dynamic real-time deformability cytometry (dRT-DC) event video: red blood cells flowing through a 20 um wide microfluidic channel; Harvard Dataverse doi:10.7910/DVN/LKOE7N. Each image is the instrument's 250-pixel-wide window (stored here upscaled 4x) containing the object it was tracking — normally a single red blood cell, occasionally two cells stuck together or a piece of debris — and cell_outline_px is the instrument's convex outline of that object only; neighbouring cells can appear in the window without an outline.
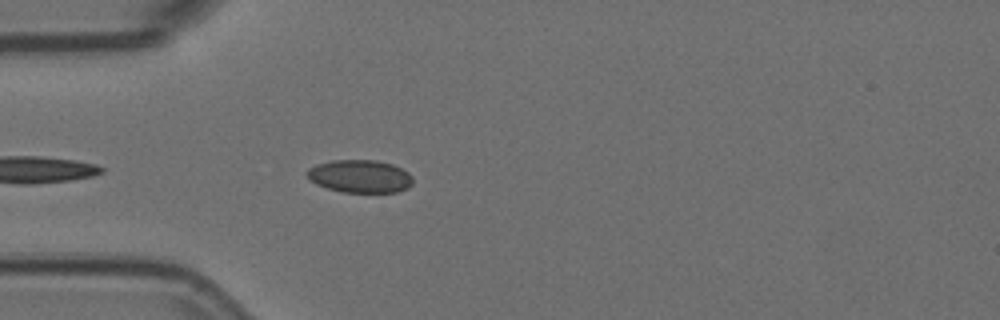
{"species": "Egyptian fruit bat (a non-hibernating species)", "species_latin": "Rousettus aegyptiacus", "temperature_condition": "room temperature", "stored_images_in_passage": 13, "camera_frame_rate_fps": 3000, "um_per_image_px": 0.085, "animal": {"sex": "female"}, "frame": {"image": 1, "passage_image": 4, "time_ms": 1.0, "image_size_px": [1000, 320], "cell_outline_px": [[412, 184], [408, 188], [396, 192], [340, 192], [316, 184], [304, 172], [308, 168], [316, 164], [332, 160], [376, 160], [392, 164], [408, 172], [412, 176]], "centroid_in_image_um": [30.59, 14.98], "position_along_channel_um": 54.4, "area_um2": 20.29}}
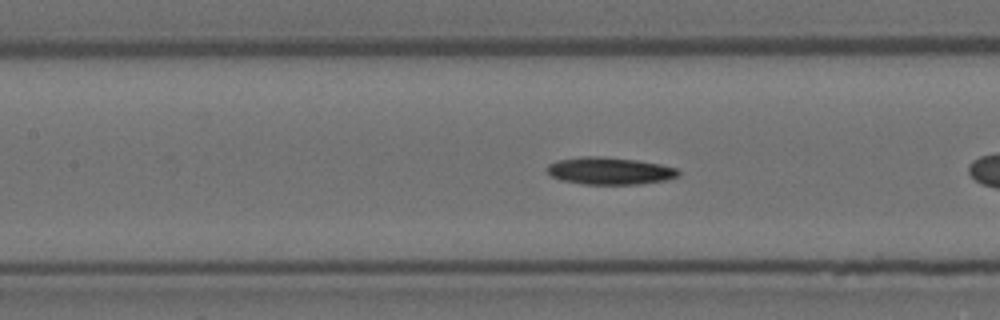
{"frame": {"image": 2, "passage_image": 10, "time_ms": 3.0, "image_size_px": [1000, 320], "cell_outline_px": [[680, 176], [664, 180], [640, 184], [580, 184], [560, 180], [552, 176], [544, 168], [548, 164], [556, 160], [580, 156], [600, 156], [636, 160], [660, 164], [676, 168], [680, 172]], "centroid_in_image_um": [51.78, 14.52], "position_along_channel_um": 155.6, "area_um2": 21.04}}